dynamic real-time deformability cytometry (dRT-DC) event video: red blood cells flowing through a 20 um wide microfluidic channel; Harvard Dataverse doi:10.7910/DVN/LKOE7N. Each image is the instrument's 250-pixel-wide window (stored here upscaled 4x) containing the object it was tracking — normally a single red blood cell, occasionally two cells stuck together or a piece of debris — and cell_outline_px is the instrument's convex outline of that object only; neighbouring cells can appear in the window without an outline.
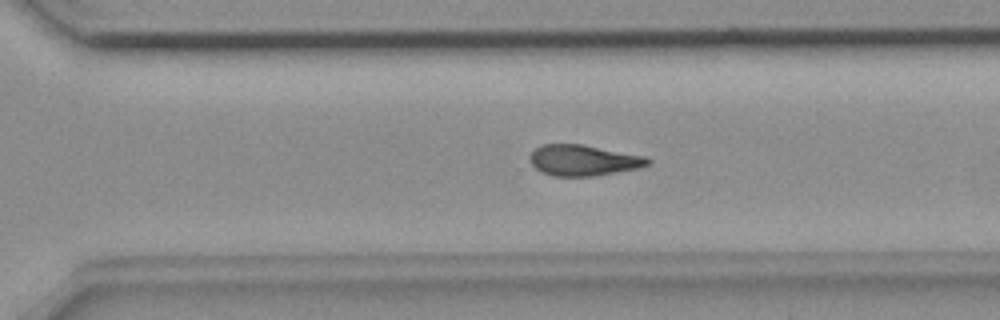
{"species": "common noctule bat (a hibernating species)", "species_latin": "Nyctalus noctula", "temperature_condition": "room temperature", "stored_images_in_passage": 41, "camera_frame_rate_fps": 3000, "um_per_image_px": 0.085, "animal": {"sex": "female", "body_mass_g": 18.4}, "frame": {"image": 1, "passage_image": 35, "time_ms": 11.333, "image_size_px": [1000, 320], "cell_outline_px": [[652, 160], [648, 164], [636, 168], [616, 172], [592, 176], [552, 176], [540, 172], [532, 164], [528, 156], [540, 144], [580, 144], [644, 156]], "centroid_in_image_um": [49.52, 13.62], "position_along_channel_um": 321.1, "area_um2": 20.98}}